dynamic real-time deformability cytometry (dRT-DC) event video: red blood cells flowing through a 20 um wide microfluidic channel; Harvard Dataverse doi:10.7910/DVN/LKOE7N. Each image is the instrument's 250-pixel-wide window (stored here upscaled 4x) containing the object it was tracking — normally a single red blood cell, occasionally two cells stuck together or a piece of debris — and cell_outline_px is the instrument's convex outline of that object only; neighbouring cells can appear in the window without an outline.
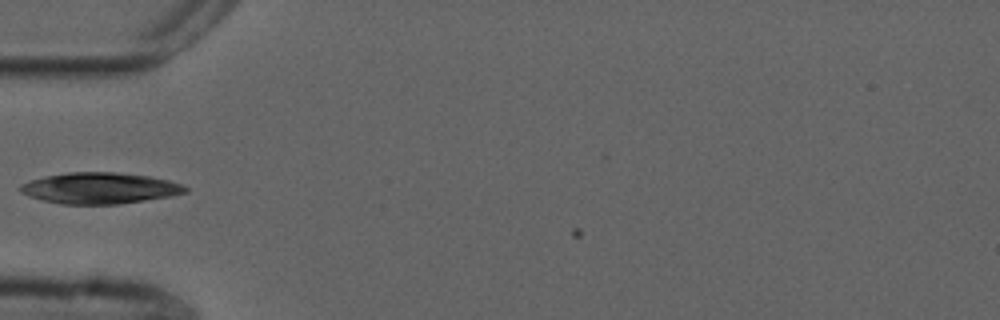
{"species": "common noctule bat (a hibernating species)", "species_latin": "Nyctalus noctula", "temperature_condition": "cold", "stored_images_in_passage": 6, "camera_frame_rate_fps": 3000, "um_per_image_px": 0.085, "animal": {"sex": "male", "forearm_length_mm": 52.5}, "frame": {"image": 1, "passage_image": 4, "time_ms": 1.0, "image_size_px": [1000, 320], "cell_outline_px": [[188, 192], [172, 196], [116, 204], [60, 204], [40, 200], [28, 196], [20, 192], [16, 188], [20, 184], [44, 176], [68, 172], [116, 172], [148, 176], [168, 180], [184, 184], [188, 188]], "centroid_in_image_um": [8.45, 15.99], "position_along_channel_um": 76.5, "area_um2": 30.17}}